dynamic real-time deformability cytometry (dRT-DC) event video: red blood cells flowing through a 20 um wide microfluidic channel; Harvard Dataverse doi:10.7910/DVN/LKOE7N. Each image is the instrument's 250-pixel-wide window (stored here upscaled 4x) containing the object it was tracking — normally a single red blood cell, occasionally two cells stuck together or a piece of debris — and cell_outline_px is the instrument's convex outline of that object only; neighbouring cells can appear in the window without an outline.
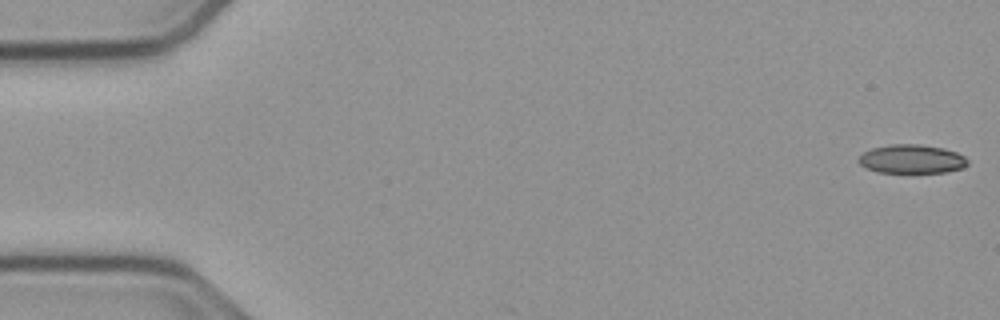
{"species": "common noctule bat (a hibernating species)", "species_latin": "Nyctalus noctula", "temperature_condition": "cold", "stored_images_in_passage": 5, "camera_frame_rate_fps": 3000, "um_per_image_px": 0.085, "animal": {"sex": "male", "body_mass_g": 23.1, "forearm_length_mm": 52.7}, "frame": {"image": 1, "passage_image": 1, "time_ms": 0.0, "image_size_px": [1000, 320], "cell_outline_px": [[968, 164], [964, 168], [944, 172], [876, 172], [864, 168], [856, 160], [864, 152], [872, 148], [892, 144], [920, 144], [944, 148], [956, 152], [964, 156], [968, 160]], "centroid_in_image_um": [77.49, 13.52], "position_along_channel_um": 7.5, "area_um2": 18.38}}